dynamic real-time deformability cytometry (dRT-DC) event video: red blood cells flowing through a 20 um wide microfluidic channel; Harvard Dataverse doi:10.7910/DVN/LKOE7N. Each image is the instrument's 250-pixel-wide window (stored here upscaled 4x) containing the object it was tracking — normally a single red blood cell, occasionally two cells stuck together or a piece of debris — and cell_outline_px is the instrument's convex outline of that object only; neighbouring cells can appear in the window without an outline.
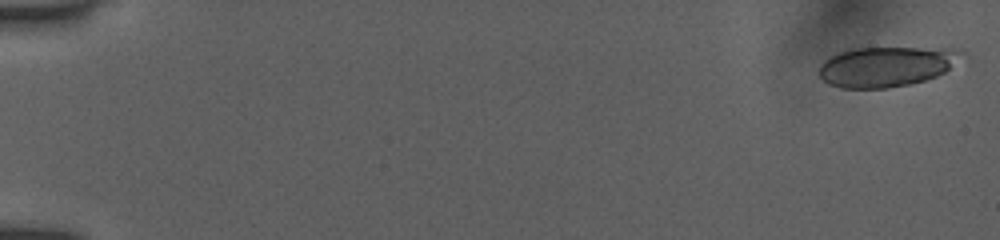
{"species": "human", "species_latin": "Homo sapiens", "temperature_condition": "room temperature", "stored_images_in_passage": 10, "camera_frame_rate_fps": 3000, "um_per_image_px": 0.085, "donor": {"sex": "female"}, "frame": {"image": 1, "passage_image": 1, "time_ms": 0.0, "image_size_px": [1000, 240], "cell_outline_px": [[968, 56], [944, 72], [936, 76], [924, 80], [908, 84], [888, 88], [840, 88], [828, 84], [820, 76], [820, 64], [824, 60], [840, 52], [856, 48], [964, 48], [968, 52]], "centroid_in_image_um": [75.45, 5.64], "position_along_channel_um": 9.5, "area_um2": 33.7}}
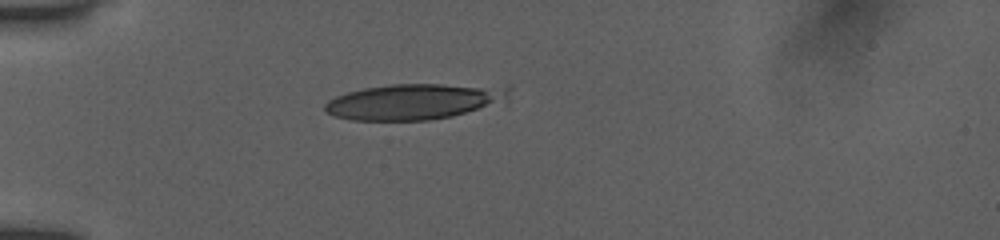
{"frame": {"image": 2, "passage_image": 6, "time_ms": 1.667, "image_size_px": [1000, 240], "cell_outline_px": [[512, 88], [508, 96], [476, 108], [452, 116], [428, 120], [352, 120], [336, 116], [328, 112], [324, 108], [324, 104], [328, 100], [336, 96], [348, 92], [364, 88], [392, 84], [512, 84]], "centroid_in_image_um": [35.2, 8.59], "position_along_channel_um": 49.8, "area_um2": 38.03}}
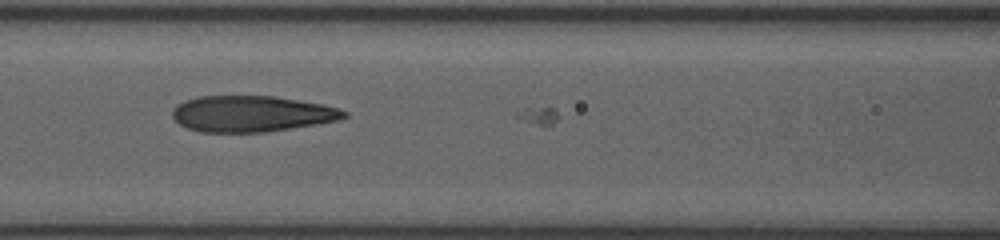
{"frame": {"image": 3, "passage_image": 9, "time_ms": 2.667, "image_size_px": [1000, 240], "cell_outline_px": [[348, 116], [336, 120], [316, 124], [264, 132], [200, 132], [188, 128], [180, 124], [172, 116], [172, 108], [184, 100], [196, 96], [272, 96], [324, 104], [348, 112]], "centroid_in_image_um": [21.35, 9.66], "position_along_channel_um": 145.3, "area_um2": 35.95}}